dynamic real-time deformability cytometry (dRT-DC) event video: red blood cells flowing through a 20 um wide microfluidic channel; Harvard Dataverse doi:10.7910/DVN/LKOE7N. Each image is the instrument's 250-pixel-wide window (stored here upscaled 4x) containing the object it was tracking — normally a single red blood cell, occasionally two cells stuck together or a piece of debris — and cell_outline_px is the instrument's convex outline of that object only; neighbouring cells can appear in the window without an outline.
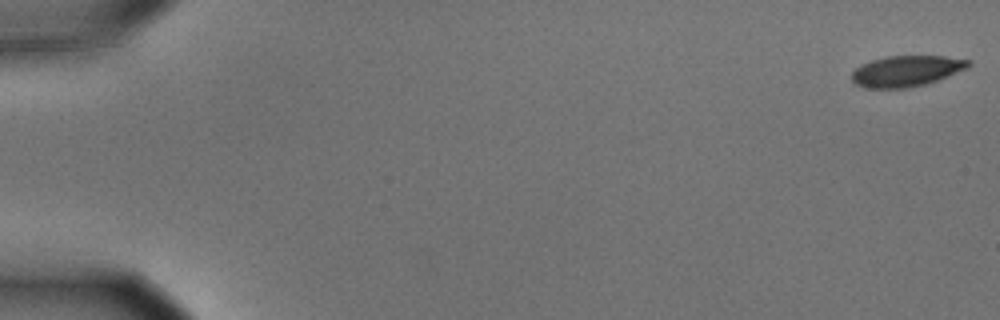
{"species": "common noctule bat (a hibernating species)", "species_latin": "Nyctalus noctula", "temperature_condition": "cold", "stored_images_in_passage": 57, "camera_frame_rate_fps": 3000, "um_per_image_px": 0.085, "animal": {"sex": "male", "body_mass_g": 15.6}, "frame": {"image": 1, "passage_image": 1, "time_ms": 0.0, "image_size_px": [1000, 320], "cell_outline_px": [[972, 64], [968, 68], [936, 80], [924, 84], [904, 88], [864, 88], [856, 84], [852, 80], [852, 72], [860, 64], [872, 60], [888, 56], [944, 56], [972, 60]], "centroid_in_image_um": [77.04, 6.03], "position_along_channel_um": 8.0, "area_um2": 20.92}}
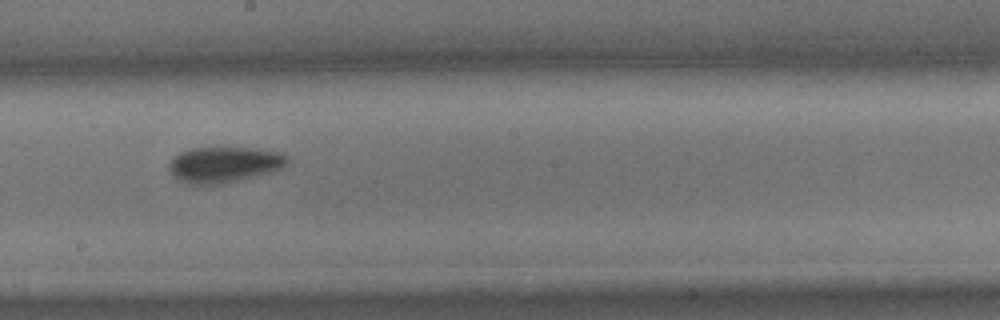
{"frame": {"image": 2, "passage_image": 33, "time_ms": 10.667, "image_size_px": [1000, 320], "cell_outline_px": [[288, 164], [280, 168], [256, 176], [220, 184], [188, 184], [180, 180], [168, 168], [168, 164], [172, 156], [180, 152], [192, 148], [256, 148], [284, 152], [288, 156]], "centroid_in_image_um": [19.07, 13.97], "position_along_channel_um": 229.1, "area_um2": 24.62}}
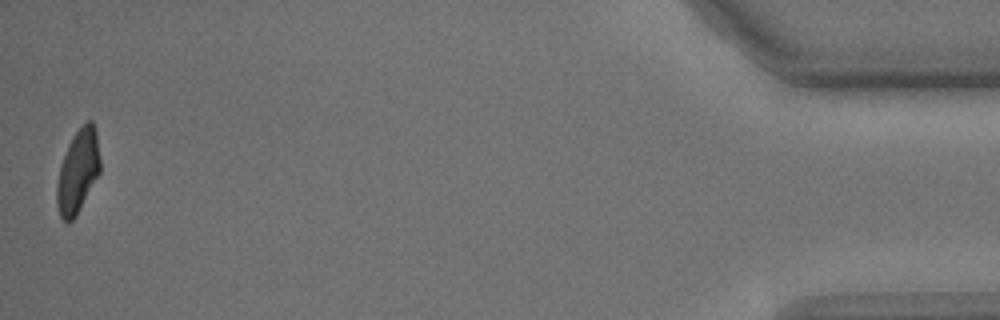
{"frame": {"image": 3, "passage_image": 57, "time_ms": 18.667, "image_size_px": [1000, 320], "cell_outline_px": [[100, 172], [76, 216], [68, 224], [60, 216], [56, 204], [56, 184], [60, 164], [72, 136], [88, 120], [92, 120], [96, 132], [100, 160]], "centroid_in_image_um": [6.6, 14.59], "position_along_channel_um": 428.6, "area_um2": 20.98}, "authors_computed_cell_mechanics": {"area_um2": 23.12, "velocity_mm_per_s": 3.5396, "shape_relaxation_time_tau1_ms": 3.0527, "shape_relaxation_time_tau2_ms": 6.9292, "deformation_change_tau1": 0.1303, "deformation_change_tau2": 0.1097}}